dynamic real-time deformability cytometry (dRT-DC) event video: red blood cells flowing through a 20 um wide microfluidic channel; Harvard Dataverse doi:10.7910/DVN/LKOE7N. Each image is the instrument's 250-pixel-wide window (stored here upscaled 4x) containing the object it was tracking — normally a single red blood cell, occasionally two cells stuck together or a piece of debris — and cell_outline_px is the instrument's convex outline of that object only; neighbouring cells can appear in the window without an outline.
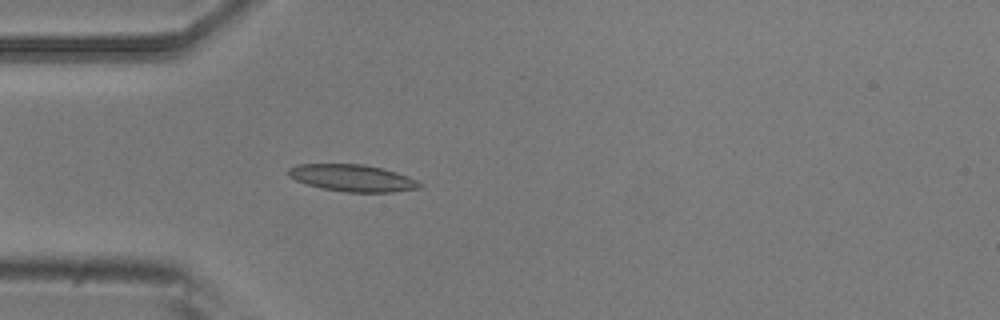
{"species": "common noctule bat (a hibernating species)", "species_latin": "Nyctalus noctula", "temperature_condition": "room temperature", "stored_images_in_passage": 4, "camera_frame_rate_fps": 3000, "um_per_image_px": 0.085, "animal": {"sex": "male", "body_mass_g": 20.5, "forearm_length_mm": 52.5}, "frame": {"image": 1, "passage_image": 4, "time_ms": 4.333, "image_size_px": [1000, 320], "cell_outline_px": [[424, 184], [420, 188], [392, 192], [344, 192], [320, 188], [296, 180], [288, 176], [288, 168], [296, 164], [364, 164], [384, 168], [408, 176]], "centroid_in_image_um": [29.97, 15.13], "position_along_channel_um": 55.0, "area_um2": 20.75}}